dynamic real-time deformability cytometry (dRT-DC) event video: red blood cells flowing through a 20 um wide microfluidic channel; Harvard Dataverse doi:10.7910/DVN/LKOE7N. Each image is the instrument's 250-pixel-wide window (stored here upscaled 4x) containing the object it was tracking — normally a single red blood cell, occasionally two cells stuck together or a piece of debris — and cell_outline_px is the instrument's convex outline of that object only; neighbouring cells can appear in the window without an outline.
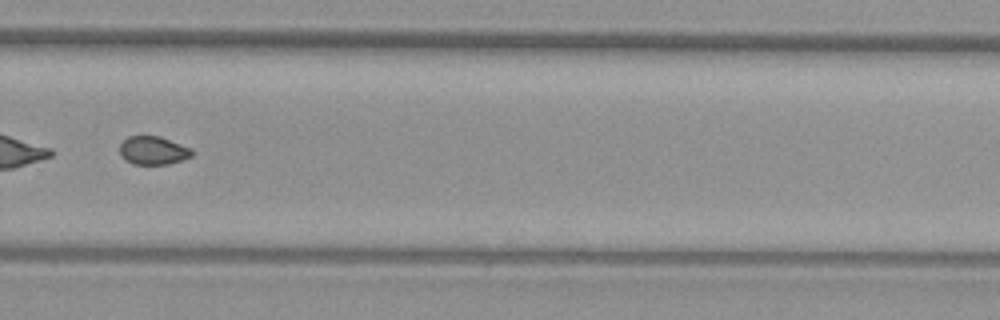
{"species": "common noctule bat (a hibernating species)", "species_latin": "Nyctalus noctula", "temperature_condition": "warm", "stored_images_in_passage": 39, "segment_of_instrument_passage": [2, 2], "camera_frame_rate_fps": 3000, "um_per_image_px": 0.085, "animal": {"sex": "female", "body_mass_g": 29.2, "forearm_length_mm": 56.3}, "frame": {"image": 1, "passage_image": 23, "time_ms": 7.333, "image_size_px": [1000, 320], "cell_outline_px": [[192, 156], [168, 164], [132, 164], [124, 160], [120, 156], [120, 144], [128, 136], [160, 136], [192, 148]], "centroid_in_image_um": [12.99, 12.79], "position_along_channel_um": 316.8, "area_um2": 11.96}}